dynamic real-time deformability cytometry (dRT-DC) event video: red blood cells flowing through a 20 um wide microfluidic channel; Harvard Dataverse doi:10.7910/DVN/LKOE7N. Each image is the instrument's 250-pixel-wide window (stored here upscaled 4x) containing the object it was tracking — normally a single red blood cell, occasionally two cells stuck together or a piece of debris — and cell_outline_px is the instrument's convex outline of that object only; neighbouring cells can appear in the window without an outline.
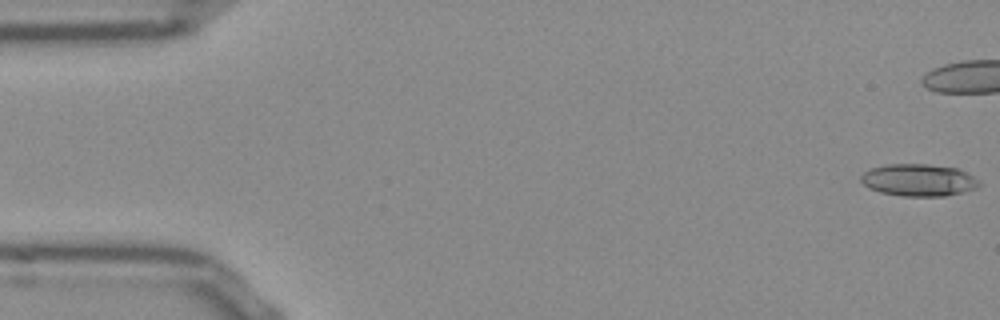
{"species": "Egyptian fruit bat (a non-hibernating species)", "species_latin": "Rousettus aegyptiacus", "temperature_condition": "room temperature", "stored_images_in_passage": 54, "camera_frame_rate_fps": 3000, "um_per_image_px": 0.085, "frame": {"image": 1, "passage_image": 1, "time_ms": 0.0, "image_size_px": [1000, 320], "cell_outline_px": [[980, 184], [976, 188], [944, 196], [904, 196], [880, 192], [868, 188], [860, 180], [860, 176], [864, 172], [872, 168], [888, 164], [928, 164], [956, 168], [980, 180]], "centroid_in_image_um": [78.05, 15.3], "position_along_channel_um": 6.9, "area_um2": 21.96}}
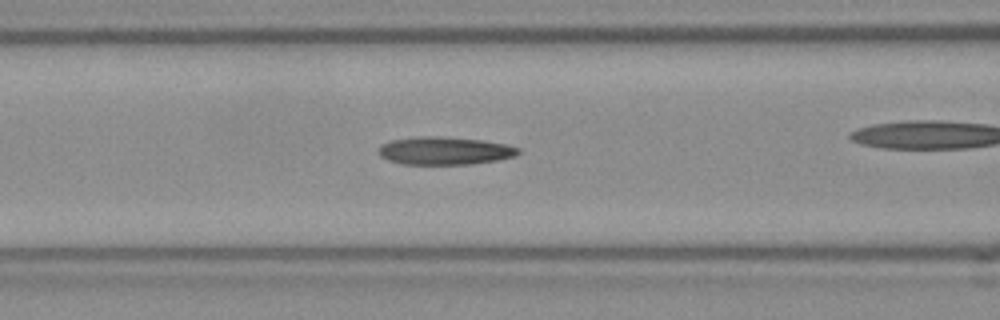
{"frame": {"image": 2, "passage_image": 21, "time_ms": 6.667, "image_size_px": [1000, 320], "cell_outline_px": [[520, 152], [516, 156], [496, 160], [472, 164], [404, 164], [388, 160], [380, 156], [376, 152], [380, 144], [392, 140], [420, 136], [440, 136], [484, 140], [508, 144], [520, 148]], "centroid_in_image_um": [37.8, 12.81], "position_along_channel_um": 128.8, "area_um2": 22.95}}
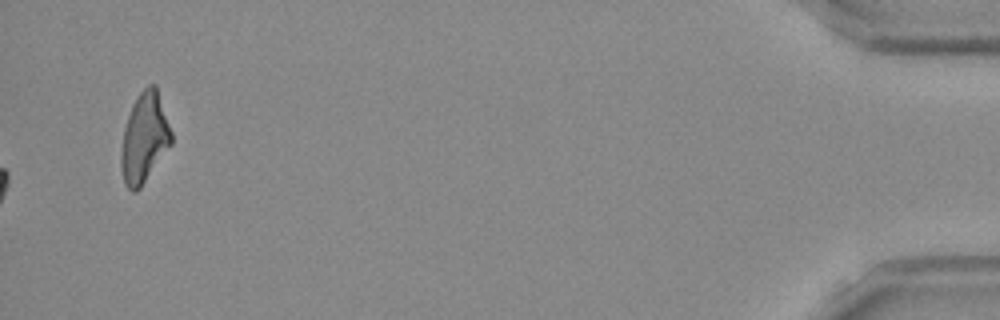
{"frame": {"image": 3, "passage_image": 54, "time_ms": 17.667, "image_size_px": [1000, 320], "cell_outline_px": [[172, 144], [140, 188], [136, 192], [132, 192], [124, 184], [120, 164], [120, 156], [124, 128], [132, 104], [140, 92], [148, 84], [156, 84], [172, 132]], "centroid_in_image_um": [12.27, 11.73], "position_along_channel_um": 422.9, "area_um2": 26.41}, "authors_computed_cell_mechanics": {"area_um2": 22.1952, "velocity_mm_per_s": 3.8517, "shape_relaxation_time_tau1_ms": null, "shape_relaxation_time_tau2_ms": 3.7916, "deformation_change_tau1": null, "deformation_change_tau2": 0.1405}}